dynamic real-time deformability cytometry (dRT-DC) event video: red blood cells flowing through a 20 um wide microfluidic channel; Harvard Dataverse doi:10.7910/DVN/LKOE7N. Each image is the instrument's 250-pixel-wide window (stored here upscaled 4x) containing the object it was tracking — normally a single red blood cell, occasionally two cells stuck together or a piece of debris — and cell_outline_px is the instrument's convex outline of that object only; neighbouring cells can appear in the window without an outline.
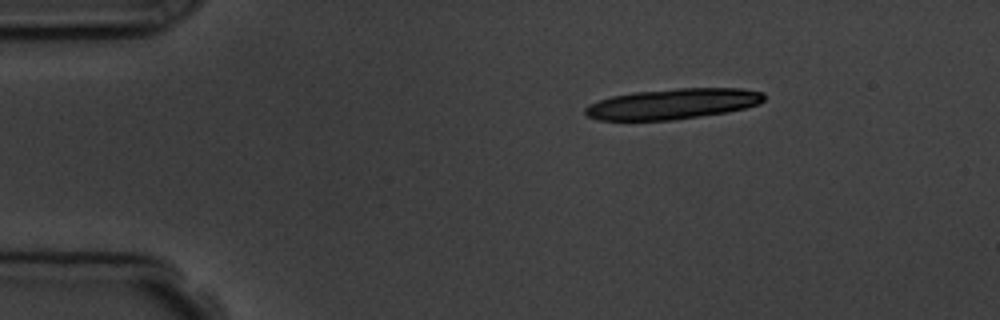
{"species": "common noctule bat (a hibernating species)", "species_latin": "Nyctalus noctula", "temperature_condition": "room temperature", "stored_images_in_passage": 5, "segment_of_instrument_passage": [2, 2], "camera_frame_rate_fps": 3000, "um_per_image_px": 0.085, "animal": {"sex": "male", "body_mass_g": 19.5, "forearm_length_mm": 54.6}, "frame": {"image": 1, "passage_image": 5, "time_ms": 5.667, "image_size_px": [1000, 320], "cell_outline_px": [[764, 100], [760, 104], [744, 108], [724, 112], [676, 120], [596, 120], [588, 116], [584, 112], [584, 108], [588, 104], [612, 96], [636, 92], [676, 88], [744, 88], [764, 92]], "centroid_in_image_um": [57.19, 8.82], "position_along_channel_um": 27.8, "area_um2": 31.85}}